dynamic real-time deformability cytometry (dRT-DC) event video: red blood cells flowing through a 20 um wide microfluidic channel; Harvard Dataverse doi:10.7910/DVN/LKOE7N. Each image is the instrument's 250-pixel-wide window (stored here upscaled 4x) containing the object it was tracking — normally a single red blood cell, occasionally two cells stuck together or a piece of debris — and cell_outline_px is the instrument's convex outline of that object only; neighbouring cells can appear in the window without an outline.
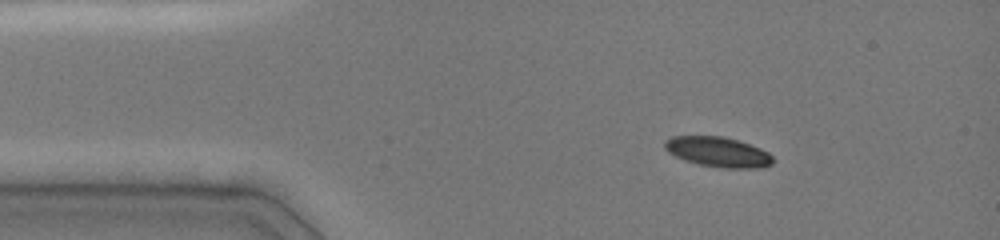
{"species": "common noctule bat (a hibernating species)", "species_latin": "Nyctalus noctula", "temperature_condition": "cold", "stored_images_in_passage": 41, "camera_frame_rate_fps": 3000, "um_per_image_px": 0.085, "animal": {"sex": "female", "body_mass_g": 19.0, "forearm_length_mm": 51.5}, "frame": {"image": 1, "passage_image": 1, "time_ms": 0.0, "image_size_px": [1000, 240], "cell_outline_px": [[772, 164], [764, 168], [724, 168], [700, 164], [684, 160], [668, 152], [664, 148], [664, 140], [672, 136], [724, 136], [760, 148], [768, 152], [772, 156]], "centroid_in_image_um": [61.02, 12.91], "position_along_channel_um": 24.0, "area_um2": 18.9}}
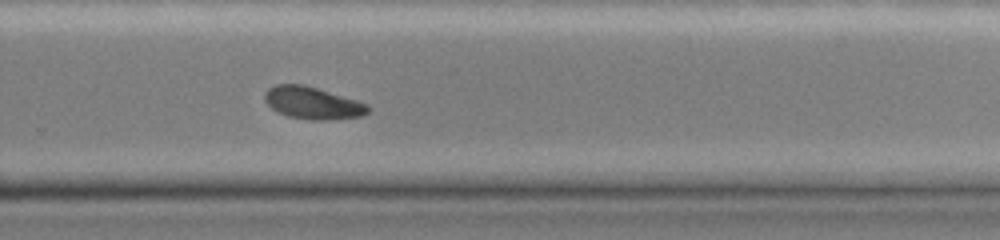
{"frame": {"image": 2, "passage_image": 26, "time_ms": 8.333, "image_size_px": [1000, 240], "cell_outline_px": [[368, 112], [360, 116], [324, 120], [312, 120], [288, 116], [272, 108], [264, 100], [264, 92], [268, 88], [276, 84], [304, 84], [356, 100], [368, 104]], "centroid_in_image_um": [26.53, 8.74], "position_along_channel_um": 303.3, "area_um2": 19.13}}
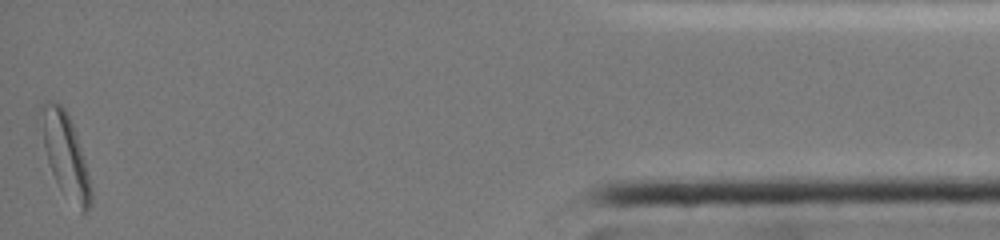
{"frame": {"image": 3, "passage_image": 41, "time_ms": 13.333, "image_size_px": [1000, 240], "cell_outline_px": [[92, 204], [84, 212], [80, 212], [60, 188], [52, 172], [44, 148], [36, 116], [40, 104], [48, 100], [60, 104], [64, 108], [76, 132], [84, 160], [92, 192]], "centroid_in_image_um": [5.49, 13.09], "position_along_channel_um": 429.7, "area_um2": 24.33}, "authors_computed_cell_mechanics": {"area_um2": 20.1722, "velocity_mm_per_s": 4.0155, "shape_relaxation_time_tau1_ms": 2.5953, "shape_relaxation_time_tau2_ms": null, "deformation_change_tau1": 0.132, "deformation_change_tau2": null}}